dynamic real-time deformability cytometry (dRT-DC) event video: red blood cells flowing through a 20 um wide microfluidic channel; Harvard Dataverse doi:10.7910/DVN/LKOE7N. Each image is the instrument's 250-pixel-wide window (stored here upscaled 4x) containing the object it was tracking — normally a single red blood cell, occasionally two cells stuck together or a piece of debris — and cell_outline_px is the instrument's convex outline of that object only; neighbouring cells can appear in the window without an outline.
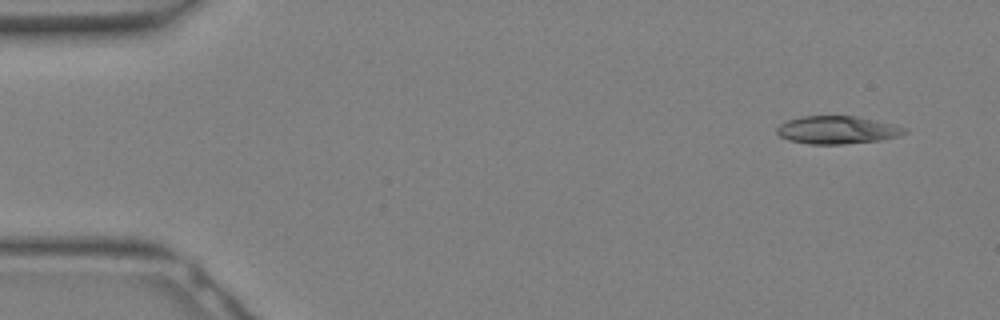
{"species": "Egyptian fruit bat (a non-hibernating species)", "species_latin": "Rousettus aegyptiacus", "temperature_condition": "warm", "stored_images_in_passage": 9, "camera_frame_rate_fps": 3000, "um_per_image_px": 0.085, "animal": {"sex": "female"}, "frame": {"image": 1, "passage_image": 1, "time_ms": 0.0, "image_size_px": [1000, 320], "cell_outline_px": [[908, 132], [900, 136], [880, 140], [840, 144], [812, 144], [788, 140], [780, 136], [776, 132], [776, 128], [780, 124], [788, 120], [800, 116], [856, 116], [876, 120], [908, 128]], "centroid_in_image_um": [71.18, 11.04], "position_along_channel_um": 13.8, "area_um2": 20.75}}
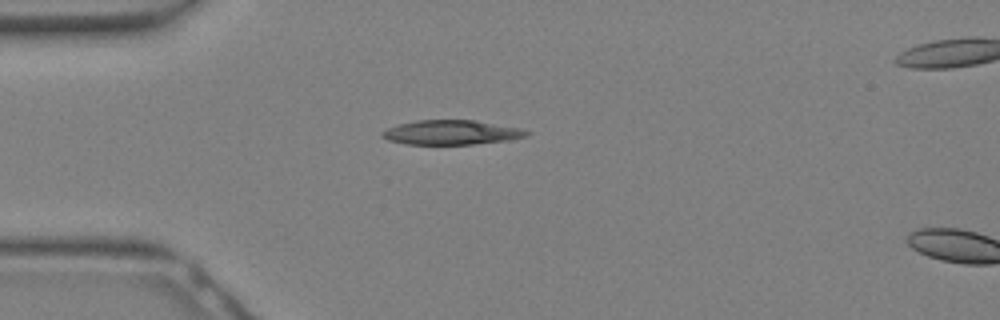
{"frame": {"image": 2, "passage_image": 7, "time_ms": 2.0, "image_size_px": [1000, 320], "cell_outline_px": [[532, 132], [528, 136], [512, 140], [472, 144], [408, 144], [388, 140], [380, 136], [380, 132], [388, 128], [400, 124], [416, 120], [476, 120], [520, 128]], "centroid_in_image_um": [38.41, 11.25], "position_along_channel_um": 46.6, "area_um2": 20.69}}